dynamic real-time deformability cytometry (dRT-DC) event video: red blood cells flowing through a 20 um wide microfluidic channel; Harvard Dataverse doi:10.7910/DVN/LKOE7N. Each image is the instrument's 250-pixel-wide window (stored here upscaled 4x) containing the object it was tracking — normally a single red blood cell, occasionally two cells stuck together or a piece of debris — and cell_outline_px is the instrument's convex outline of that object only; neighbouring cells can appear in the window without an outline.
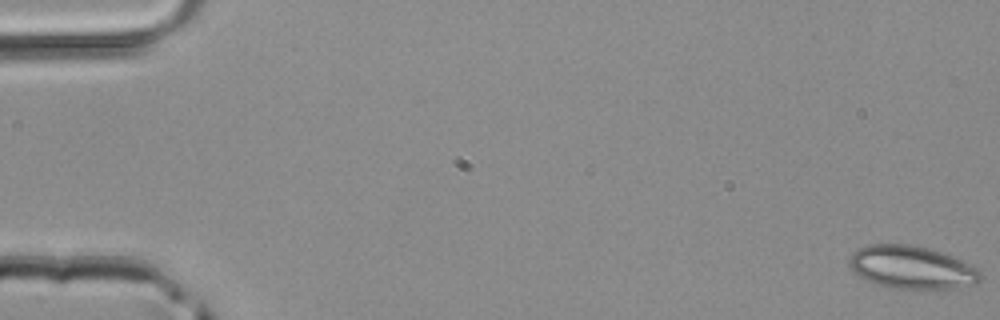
{"species": "common noctule bat (a hibernating species)", "species_latin": "Nyctalus noctula", "temperature_condition": "room temperature", "stored_images_in_passage": 49, "camera_frame_rate_fps": 3000, "um_per_image_px": 0.085, "animal": {"sex": "male", "body_mass_g": 20.4}, "frame": {"image": 1, "passage_image": 1, "time_ms": 0.0, "image_size_px": [1000, 320], "cell_outline_px": [[980, 276], [972, 284], [956, 288], [892, 288], [876, 284], [860, 276], [848, 264], [848, 260], [852, 252], [868, 244], [908, 244], [928, 248], [952, 256], [980, 268]], "centroid_in_image_um": [77.47, 22.71], "position_along_channel_um": 7.5, "area_um2": 32.43}}
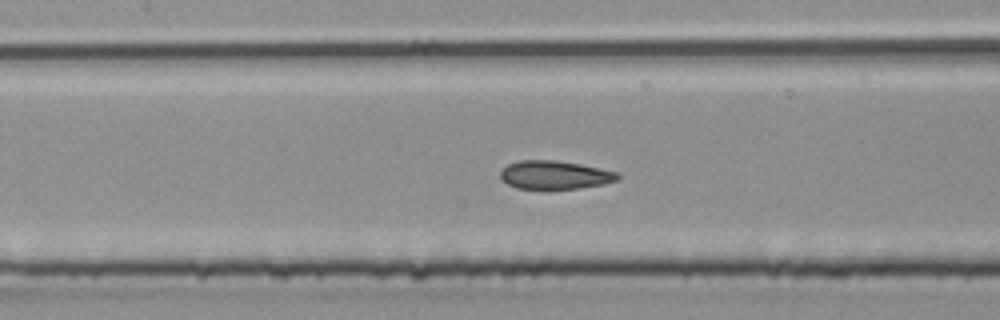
{"frame": {"image": 2, "passage_image": 23, "time_ms": 7.333, "image_size_px": [1000, 320], "cell_outline_px": [[620, 176], [616, 180], [604, 184], [580, 188], [548, 192], [544, 192], [516, 188], [500, 180], [500, 172], [508, 164], [520, 160], [556, 160], [580, 164], [620, 172]], "centroid_in_image_um": [47.13, 14.92], "position_along_channel_um": 160.3, "area_um2": 20.35}}
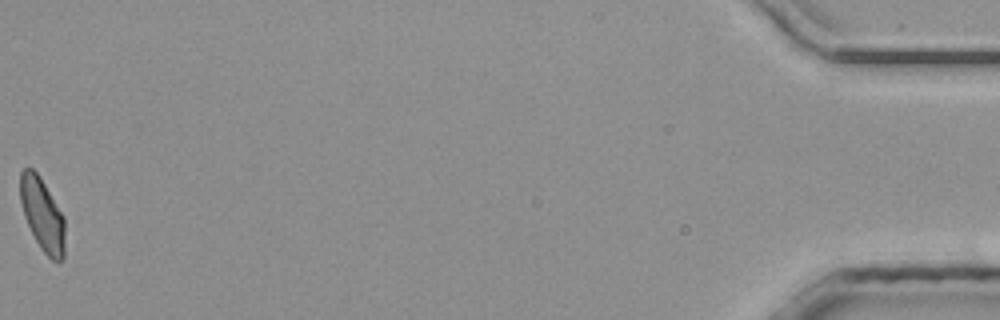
{"frame": {"image": 3, "passage_image": 49, "time_ms": 16.0, "image_size_px": [1000, 320], "cell_outline_px": [[64, 260], [52, 260], [40, 248], [24, 216], [20, 200], [20, 172], [24, 168], [32, 168], [40, 176], [64, 216]], "centroid_in_image_um": [3.6, 18.22], "position_along_channel_um": 431.6, "area_um2": 18.84}}